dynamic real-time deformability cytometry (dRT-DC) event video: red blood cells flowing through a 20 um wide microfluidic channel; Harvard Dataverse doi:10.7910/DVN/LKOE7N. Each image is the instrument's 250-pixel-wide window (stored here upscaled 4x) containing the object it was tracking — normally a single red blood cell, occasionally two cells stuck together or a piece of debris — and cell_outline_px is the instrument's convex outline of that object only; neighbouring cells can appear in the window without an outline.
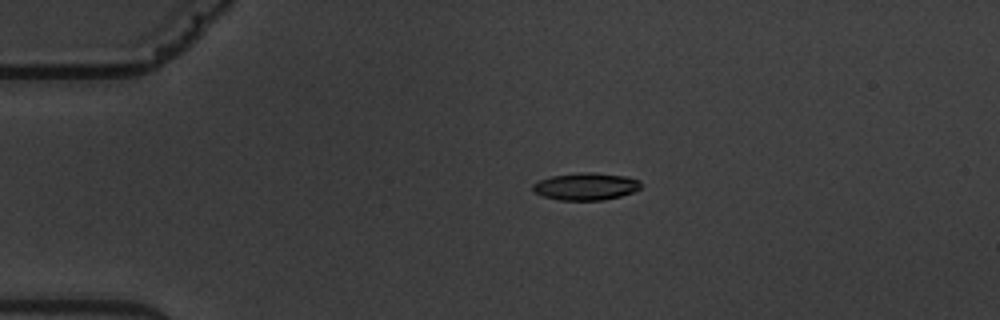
{"species": "common noctule bat (a hibernating species)", "species_latin": "Nyctalus noctula", "temperature_condition": "warm", "stored_images_in_passage": 2, "camera_frame_rate_fps": 3000, "um_per_image_px": 0.085, "animal": {"sex": "male", "body_mass_g": 19.5, "forearm_length_mm": 54.6}, "frame": {"image": 1, "passage_image": 1, "time_ms": 0.0, "image_size_px": [1000, 320], "cell_outline_px": [[640, 188], [632, 192], [620, 196], [604, 200], [560, 200], [544, 196], [532, 192], [532, 184], [540, 180], [552, 176], [580, 172], [596, 172], [628, 176], [640, 180]], "centroid_in_image_um": [49.8, 15.84], "position_along_channel_um": 35.2, "area_um2": 17.28}}